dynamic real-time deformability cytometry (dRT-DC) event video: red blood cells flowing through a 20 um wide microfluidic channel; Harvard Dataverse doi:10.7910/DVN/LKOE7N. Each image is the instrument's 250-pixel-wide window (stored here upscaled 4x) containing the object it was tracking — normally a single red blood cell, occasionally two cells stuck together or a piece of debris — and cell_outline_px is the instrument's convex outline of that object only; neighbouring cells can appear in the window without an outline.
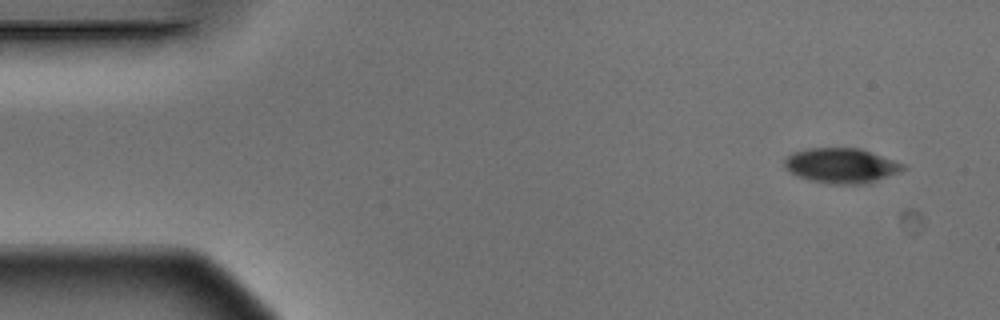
{"species": "Egyptian fruit bat (a non-hibernating species)", "species_latin": "Rousettus aegyptiacus", "temperature_condition": "warm", "stored_images_in_passage": 5, "camera_frame_rate_fps": 3000, "um_per_image_px": 0.085, "animal": {"sex": "male"}, "frame": {"image": 1, "passage_image": 1, "time_ms": 0.0, "image_size_px": [1000, 320], "cell_outline_px": [[908, 168], [900, 172], [876, 180], [860, 184], [832, 184], [812, 180], [800, 176], [792, 172], [784, 164], [784, 160], [792, 152], [808, 148], [860, 148], [872, 152], [904, 164]], "centroid_in_image_um": [71.54, 14.06], "position_along_channel_um": 13.5, "area_um2": 23.81}}
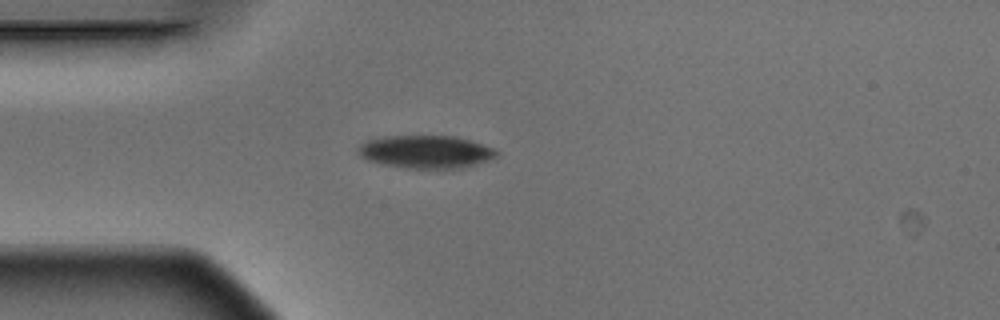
{"frame": {"image": 2, "passage_image": 4, "time_ms": 1.0, "image_size_px": [1000, 320], "cell_outline_px": [[500, 152], [496, 156], [488, 160], [464, 168], [404, 168], [384, 164], [368, 160], [356, 148], [360, 144], [368, 140], [384, 136], [452, 136], [468, 140], [492, 148]], "centroid_in_image_um": [36.2, 12.9], "position_along_channel_um": 48.8, "area_um2": 26.13}}